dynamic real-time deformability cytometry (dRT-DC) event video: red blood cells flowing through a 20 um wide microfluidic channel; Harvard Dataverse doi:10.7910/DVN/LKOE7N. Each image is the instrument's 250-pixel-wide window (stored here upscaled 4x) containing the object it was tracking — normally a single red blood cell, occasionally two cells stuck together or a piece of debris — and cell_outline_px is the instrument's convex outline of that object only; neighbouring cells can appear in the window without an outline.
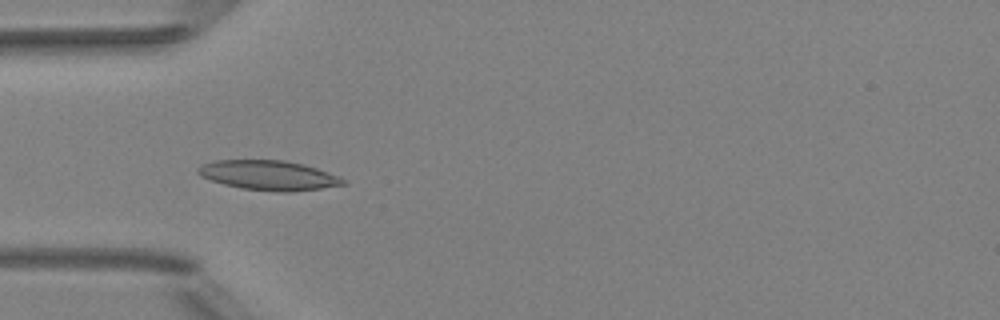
{"species": "Egyptian fruit bat (a non-hibernating species)", "species_latin": "Rousettus aegyptiacus", "temperature_condition": "room temperature", "stored_images_in_passage": 7, "camera_frame_rate_fps": 3000, "um_per_image_px": 0.085, "animal": {"sex": "female"}, "frame": {"image": 1, "passage_image": 4, "time_ms": 4.333, "image_size_px": [1000, 320], "cell_outline_px": [[348, 184], [292, 192], [284, 192], [240, 188], [224, 184], [200, 176], [196, 172], [196, 168], [200, 164], [216, 160], [284, 160], [304, 164], [316, 168], [336, 176], [344, 180]], "centroid_in_image_um": [22.78, 14.89], "position_along_channel_um": 62.2, "area_um2": 24.97}}
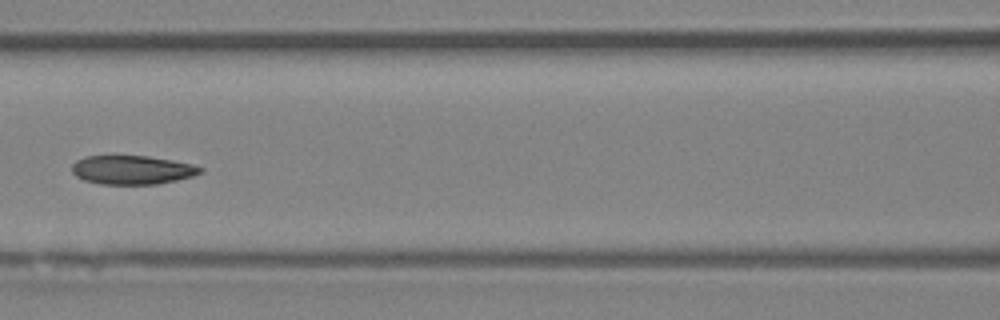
{"frame": {"image": 2, "passage_image": 6, "time_ms": 6.667, "image_size_px": [1000, 320], "cell_outline_px": [[204, 172], [192, 176], [176, 180], [156, 184], [100, 184], [84, 180], [76, 176], [72, 172], [72, 164], [76, 160], [84, 156], [148, 156], [172, 160], [192, 164], [204, 168]], "centroid_in_image_um": [11.23, 14.44], "position_along_channel_um": 155.4, "area_um2": 21.62}}
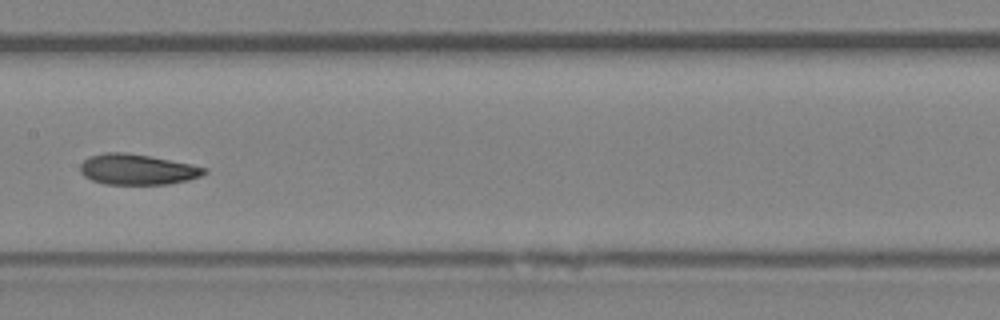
{"frame": {"image": 3, "passage_image": 7, "time_ms": 7.667, "image_size_px": [1000, 320], "cell_outline_px": [[208, 172], [200, 176], [188, 180], [168, 184], [104, 184], [92, 180], [84, 176], [80, 172], [80, 164], [88, 156], [104, 152], [124, 152], [152, 156], [192, 164], [208, 168]], "centroid_in_image_um": [11.67, 14.39], "position_along_channel_um": 195.7, "area_um2": 22.37}}